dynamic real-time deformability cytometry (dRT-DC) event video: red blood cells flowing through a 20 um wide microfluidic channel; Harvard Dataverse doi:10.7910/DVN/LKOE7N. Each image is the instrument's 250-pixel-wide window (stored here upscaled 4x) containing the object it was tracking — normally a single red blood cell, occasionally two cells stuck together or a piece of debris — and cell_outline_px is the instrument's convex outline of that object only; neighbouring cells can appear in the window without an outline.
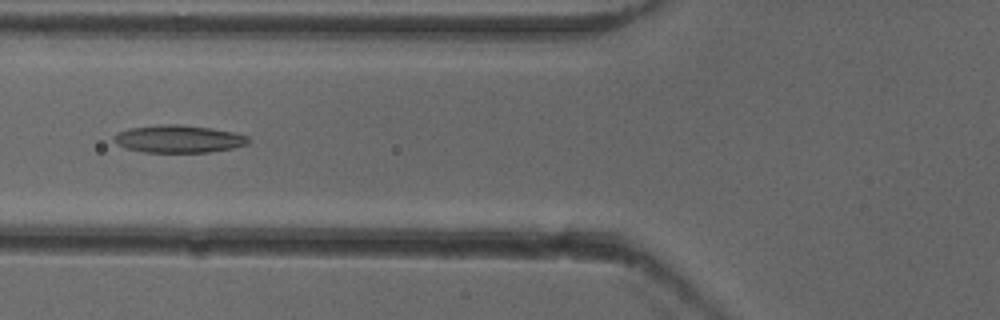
{"species": "common noctule bat (a hibernating species)", "species_latin": "Nyctalus noctula", "temperature_condition": "cold", "stored_images_in_passage": 47, "camera_frame_rate_fps": 3000, "um_per_image_px": 0.085, "animal": {"sex": "female"}, "frame": {"image": 1, "passage_image": 15, "time_ms": 4.667, "image_size_px": [1000, 320], "cell_outline_px": [[248, 144], [232, 148], [208, 152], [144, 152], [124, 148], [116, 144], [112, 140], [112, 136], [116, 132], [128, 128], [164, 124], [180, 124], [212, 128], [236, 132], [248, 136]], "centroid_in_image_um": [15.13, 11.8], "position_along_channel_um": 110.7, "area_um2": 21.85}}
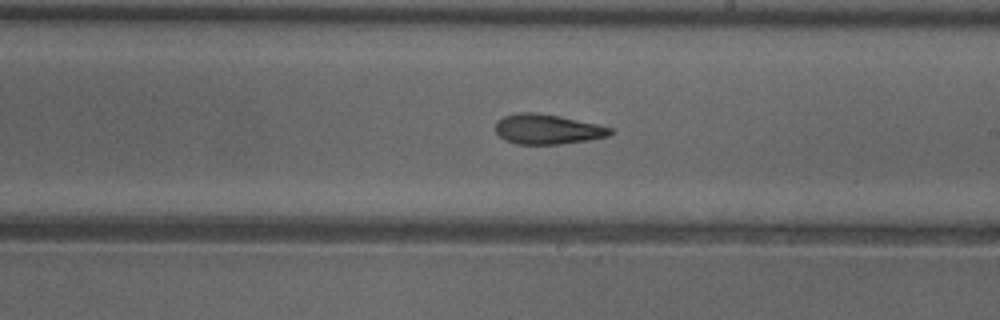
{"frame": {"image": 2, "passage_image": 25, "time_ms": 8.0, "image_size_px": [1000, 320], "cell_outline_px": [[612, 132], [608, 136], [588, 140], [560, 144], [516, 144], [504, 140], [496, 132], [496, 120], [504, 116], [516, 112], [536, 112], [560, 116], [596, 124], [612, 128]], "centroid_in_image_um": [46.49, 10.98], "position_along_channel_um": 242.5, "area_um2": 20.06}}
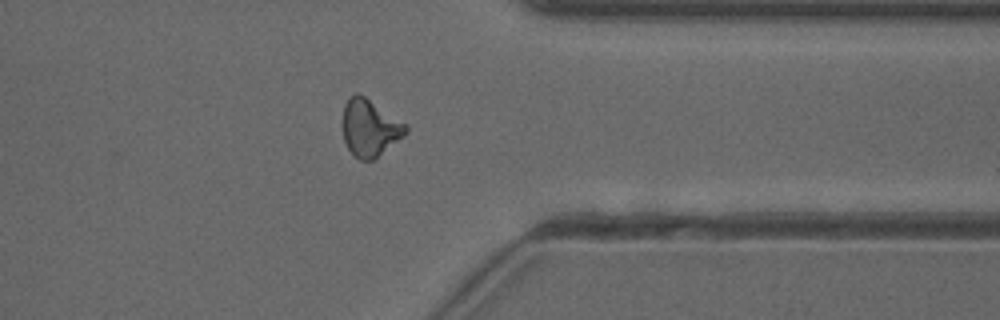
{"frame": {"image": 3, "passage_image": 36, "time_ms": 11.667, "image_size_px": [1000, 320], "cell_outline_px": [[408, 132], [404, 136], [376, 160], [360, 160], [348, 148], [344, 140], [344, 104], [348, 96], [356, 92], [364, 96], [408, 124]], "centroid_in_image_um": [31.48, 10.87], "position_along_channel_um": 379.9, "area_um2": 21.1}, "authors_computed_cell_mechanics": {"area_um2": 20.23, "velocity_mm_per_s": 3.9327, "shape_relaxation_time_tau1_ms": 10.4604, "shape_relaxation_time_tau2_ms": 3.4013, "deformation_change_tau1": 0.2434, "deformation_change_tau2": 0.1289}}